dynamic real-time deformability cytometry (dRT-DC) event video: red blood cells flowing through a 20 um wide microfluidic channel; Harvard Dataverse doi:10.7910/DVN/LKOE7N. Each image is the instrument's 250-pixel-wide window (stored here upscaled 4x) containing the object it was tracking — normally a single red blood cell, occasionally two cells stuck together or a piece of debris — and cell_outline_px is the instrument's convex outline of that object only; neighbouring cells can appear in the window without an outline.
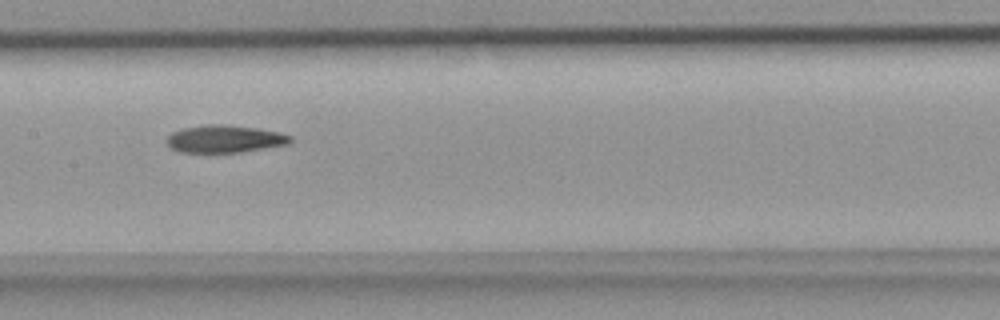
{"species": "common noctule bat (a hibernating species)", "species_latin": "Nyctalus noctula", "temperature_condition": "room temperature", "stored_images_in_passage": 8, "camera_frame_rate_fps": 3000, "um_per_image_px": 0.085, "animal": {"sex": "female", "body_mass_g": 18.4}, "frame": {"image": 1, "passage_image": 7, "time_ms": 2.0, "image_size_px": [1000, 320], "cell_outline_px": [[292, 140], [288, 144], [240, 152], [180, 152], [172, 148], [168, 144], [168, 136], [172, 132], [184, 128], [204, 124], [224, 124], [256, 128], [276, 132], [292, 136]], "centroid_in_image_um": [19.09, 11.8], "position_along_channel_um": 188.3, "area_um2": 19.54}}
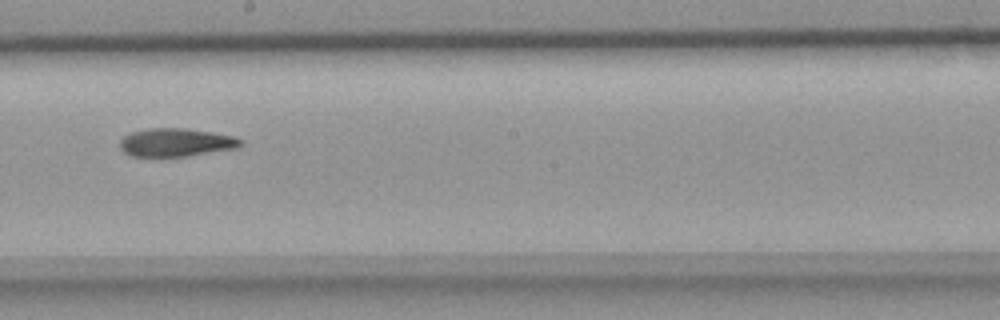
{"frame": {"image": 2, "passage_image": 8, "time_ms": 2.333, "image_size_px": [1000, 320], "cell_outline_px": [[244, 144], [240, 148], [188, 156], [132, 156], [124, 152], [120, 148], [120, 140], [124, 136], [132, 132], [148, 128], [184, 128], [212, 132], [232, 136], [244, 140]], "centroid_in_image_um": [15.01, 12.11], "position_along_channel_um": 233.2, "area_um2": 20.0}}